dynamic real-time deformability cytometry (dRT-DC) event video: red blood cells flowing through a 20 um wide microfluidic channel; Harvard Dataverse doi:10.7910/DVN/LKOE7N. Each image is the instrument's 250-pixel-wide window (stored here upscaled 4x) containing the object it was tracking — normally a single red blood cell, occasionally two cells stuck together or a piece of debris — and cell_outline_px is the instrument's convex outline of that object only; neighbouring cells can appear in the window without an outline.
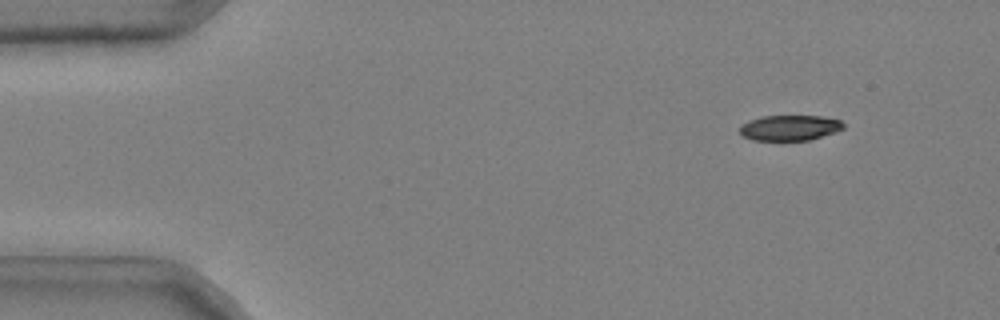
{"species": "common noctule bat (a hibernating species)", "species_latin": "Nyctalus noctula", "temperature_condition": "cold", "stored_images_in_passage": 45, "camera_frame_rate_fps": 3000, "um_per_image_px": 0.085, "animal": {"sex": "male", "body_mass_g": 20.4}, "frame": {"image": 1, "passage_image": 1, "time_ms": 0.0, "image_size_px": [1000, 320], "cell_outline_px": [[844, 128], [836, 132], [808, 140], [752, 140], [744, 136], [740, 132], [740, 128], [748, 120], [760, 116], [820, 116], [840, 120], [844, 124]], "centroid_in_image_um": [67.13, 10.86], "position_along_channel_um": 17.9, "area_um2": 15.26}}
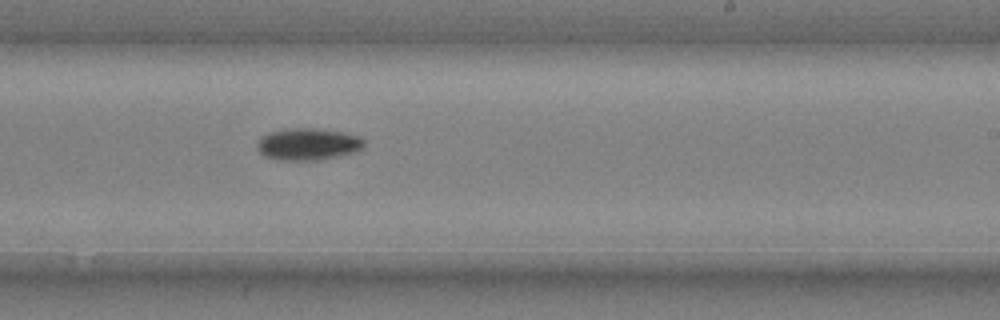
{"frame": {"image": 2, "passage_image": 28, "time_ms": 9.0, "image_size_px": [1000, 320], "cell_outline_px": [[364, 148], [356, 152], [340, 156], [320, 160], [276, 160], [264, 156], [256, 148], [256, 144], [260, 136], [268, 132], [288, 128], [316, 128], [340, 132], [360, 136], [364, 140]], "centroid_in_image_um": [26.16, 12.26], "position_along_channel_um": 262.8, "area_um2": 20.29}}
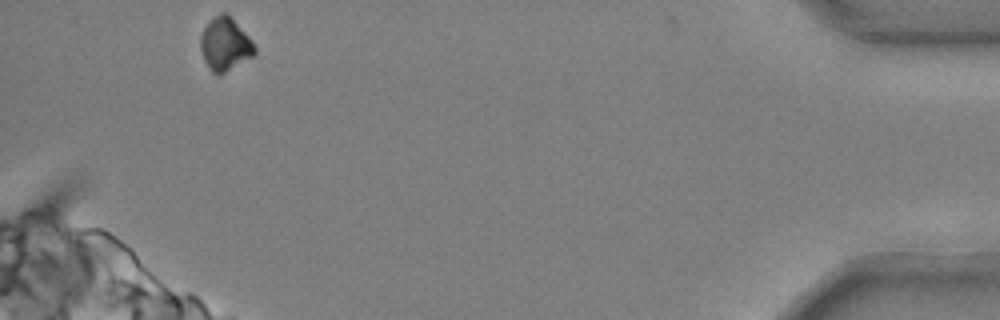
{"frame": {"image": 3, "passage_image": 45, "time_ms": 14.667, "image_size_px": [1000, 320], "cell_outline_px": [[256, 52], [252, 56], [224, 72], [212, 72], [204, 60], [200, 48], [200, 36], [204, 28], [220, 12], [224, 12], [252, 40], [256, 48]], "centroid_in_image_um": [19.12, 3.76], "position_along_channel_um": 416.1, "area_um2": 16.01}, "authors_computed_cell_mechanics": {"area_um2": 18.2648, "velocity_mm_per_s": 3.7177, "shape_relaxation_time_tau1_ms": 2.9445, "shape_relaxation_time_tau2_ms": null, "deformation_change_tau1": 0.127, "deformation_change_tau2": null}}